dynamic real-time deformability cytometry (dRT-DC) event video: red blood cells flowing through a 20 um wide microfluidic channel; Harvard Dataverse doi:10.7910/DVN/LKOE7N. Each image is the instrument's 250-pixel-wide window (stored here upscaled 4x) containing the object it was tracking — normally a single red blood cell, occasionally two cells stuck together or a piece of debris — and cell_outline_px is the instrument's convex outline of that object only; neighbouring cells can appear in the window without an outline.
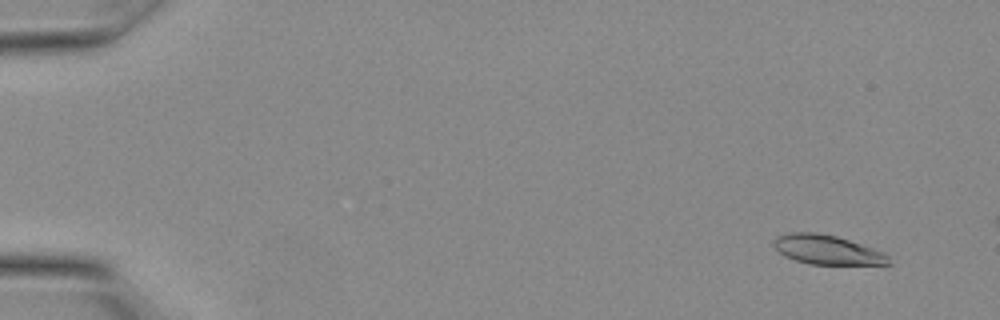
{"species": "Egyptian fruit bat (a non-hibernating species)", "species_latin": "Rousettus aegyptiacus", "temperature_condition": "warm", "stored_images_in_passage": 12, "camera_frame_rate_fps": 3000, "um_per_image_px": 0.085, "animal": {"sex": "female"}, "frame": {"image": 1, "passage_image": 3, "time_ms": 0.667, "image_size_px": [1000, 320], "cell_outline_px": [[892, 264], [808, 264], [784, 256], [772, 244], [772, 240], [776, 236], [792, 232], [816, 232], [836, 236], [884, 252], [888, 256]], "centroid_in_image_um": [70.27, 21.22], "position_along_channel_um": 14.7, "area_um2": 19.54}}
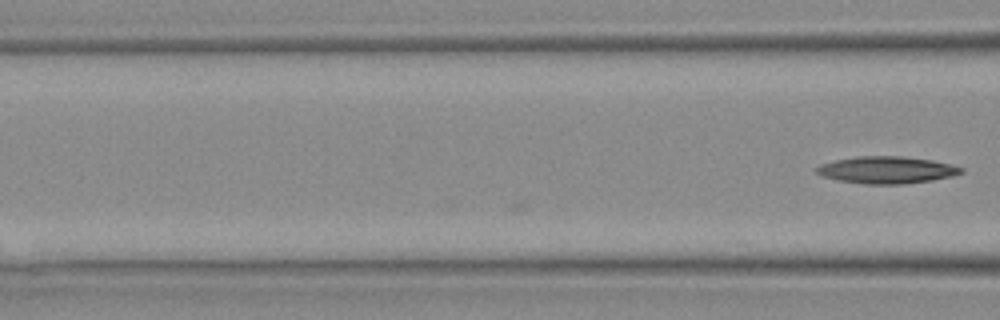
{"frame": {"image": 2, "passage_image": 12, "time_ms": 3.667, "image_size_px": [1000, 320], "cell_outline_px": [[964, 172], [952, 176], [932, 180], [900, 184], [864, 184], [836, 180], [824, 176], [816, 172], [816, 168], [820, 164], [836, 160], [856, 156], [900, 156], [932, 160], [952, 164], [964, 168]], "centroid_in_image_um": [75.38, 14.44], "position_along_channel_um": 91.2, "area_um2": 22.77}}